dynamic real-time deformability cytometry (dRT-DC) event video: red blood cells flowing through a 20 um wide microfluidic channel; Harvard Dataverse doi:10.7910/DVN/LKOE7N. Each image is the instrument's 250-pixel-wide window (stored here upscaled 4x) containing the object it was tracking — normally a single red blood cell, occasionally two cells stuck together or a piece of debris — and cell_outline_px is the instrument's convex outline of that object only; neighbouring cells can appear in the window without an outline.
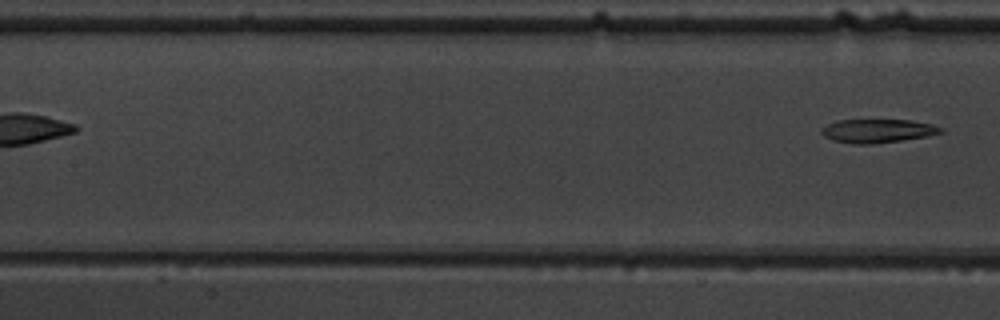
{"species": "common noctule bat (a hibernating species)", "species_latin": "Nyctalus noctula", "temperature_condition": "warm", "stored_images_in_passage": 6, "segment_of_instrument_passage": [2, 2], "camera_frame_rate_fps": 3000, "um_per_image_px": 0.085, "animal": {"sex": "male", "body_mass_g": 19.5, "forearm_length_mm": 54.6}, "frame": {"image": 1, "passage_image": 6, "time_ms": 6.0, "image_size_px": [1000, 320], "cell_outline_px": [[944, 132], [928, 136], [872, 144], [852, 144], [836, 140], [824, 136], [820, 132], [820, 128], [836, 120], [912, 120], [932, 124], [944, 128]], "centroid_in_image_um": [74.61, 11.12], "position_along_channel_um": 132.8, "area_um2": 16.42}}